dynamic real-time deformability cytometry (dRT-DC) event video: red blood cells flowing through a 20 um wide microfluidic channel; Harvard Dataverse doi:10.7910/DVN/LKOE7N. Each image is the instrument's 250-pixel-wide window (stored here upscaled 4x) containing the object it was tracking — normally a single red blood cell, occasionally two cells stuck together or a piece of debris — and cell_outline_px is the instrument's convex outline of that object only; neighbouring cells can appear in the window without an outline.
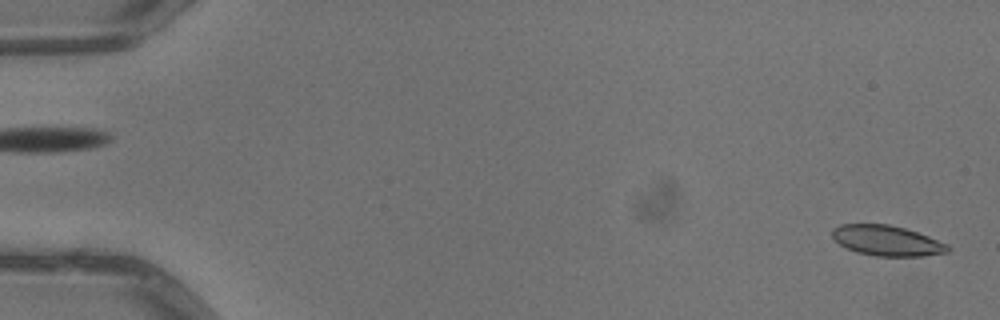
{"species": "common noctule bat (a hibernating species)", "species_latin": "Nyctalus noctula", "temperature_condition": "warm", "stored_images_in_passage": 4, "camera_frame_rate_fps": 3000, "um_per_image_px": 0.085, "animal": {"sex": "male", "body_mass_g": 13.3}, "frame": {"image": 1, "passage_image": 1, "time_ms": 0.0, "image_size_px": [1000, 320], "cell_outline_px": [[952, 248], [948, 252], [924, 256], [876, 256], [856, 252], [844, 248], [832, 240], [832, 228], [840, 224], [888, 224], [904, 228], [928, 236], [948, 244]], "centroid_in_image_um": [75.35, 20.46], "position_along_channel_um": 9.7, "area_um2": 20.69}}
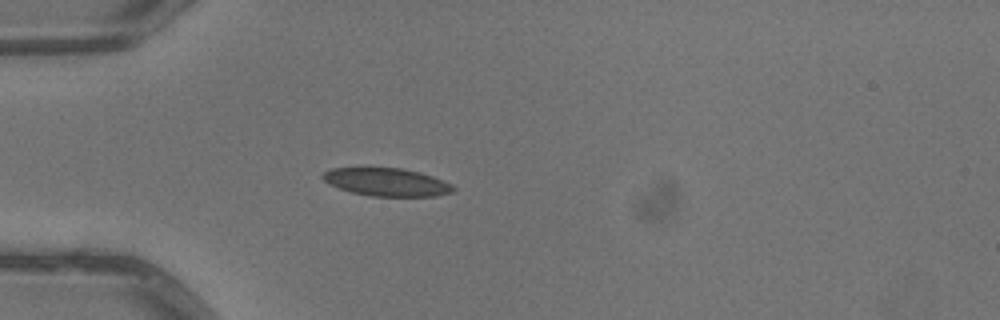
{"frame": {"image": 2, "passage_image": 4, "time_ms": 1.0, "image_size_px": [1000, 320], "cell_outline_px": [[456, 188], [452, 192], [436, 196], [368, 196], [352, 192], [328, 184], [320, 176], [324, 172], [332, 168], [400, 168], [420, 172], [432, 176], [452, 184]], "centroid_in_image_um": [32.87, 15.48], "position_along_channel_um": 52.1, "area_um2": 21.21}}